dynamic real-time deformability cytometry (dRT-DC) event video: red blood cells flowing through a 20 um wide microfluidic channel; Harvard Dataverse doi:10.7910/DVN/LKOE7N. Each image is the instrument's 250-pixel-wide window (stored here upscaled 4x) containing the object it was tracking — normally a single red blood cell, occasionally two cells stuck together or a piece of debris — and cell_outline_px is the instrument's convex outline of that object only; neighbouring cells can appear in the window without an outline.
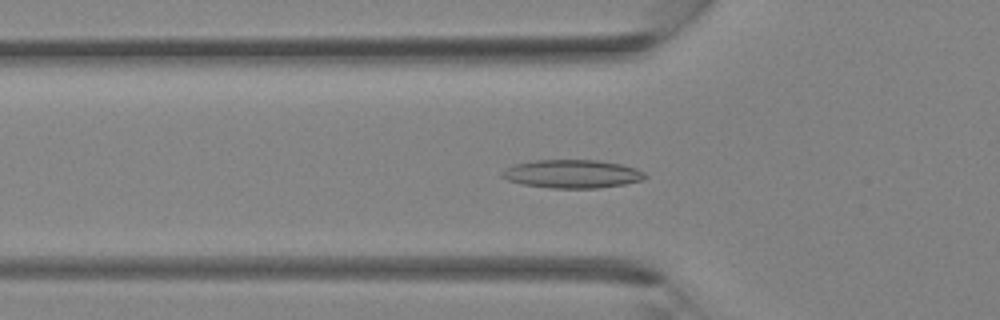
{"species": "Egyptian fruit bat (a non-hibernating species)", "species_latin": "Rousettus aegyptiacus", "temperature_condition": "room temperature", "stored_images_in_passage": 38, "camera_frame_rate_fps": 3000, "um_per_image_px": 0.085, "animal": {"sex": "female"}, "frame": {"image": 1, "passage_image": 13, "time_ms": 4.0, "image_size_px": [1000, 320], "cell_outline_px": [[648, 176], [640, 180], [624, 184], [600, 188], [552, 188], [524, 184], [508, 180], [500, 176], [500, 172], [504, 168], [516, 164], [536, 160], [596, 160], [620, 164], [636, 168], [644, 172]], "centroid_in_image_um": [48.62, 14.78], "position_along_channel_um": 77.2, "area_um2": 23.52}}
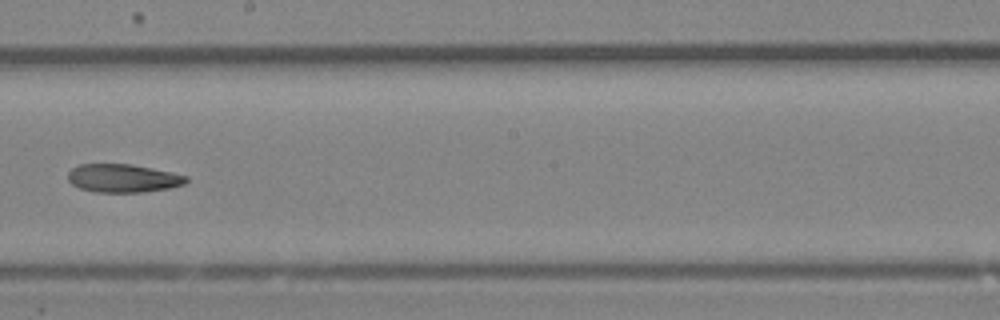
{"frame": {"image": 2, "passage_image": 22, "time_ms": 7.0, "image_size_px": [1000, 320], "cell_outline_px": [[188, 180], [184, 184], [168, 188], [144, 192], [96, 192], [80, 188], [72, 184], [68, 180], [68, 172], [72, 168], [80, 164], [132, 164], [172, 172], [188, 176]], "centroid_in_image_um": [10.46, 15.14], "position_along_channel_um": 237.7, "area_um2": 19.48}}
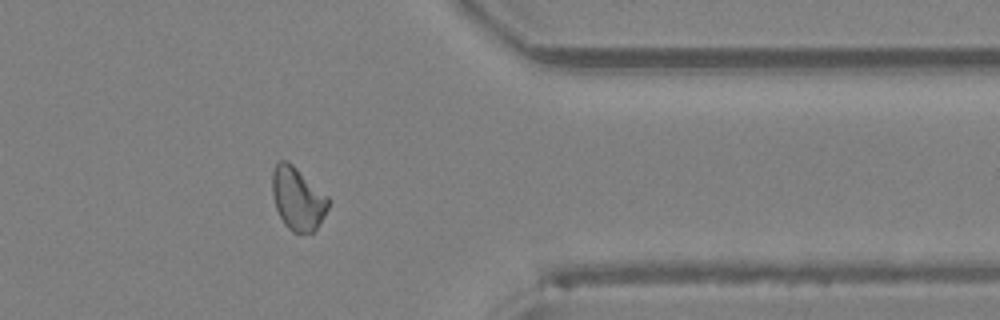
{"frame": {"image": 3, "passage_image": 31, "time_ms": 10.0, "image_size_px": [1000, 320], "cell_outline_px": [[332, 200], [320, 224], [312, 232], [292, 232], [284, 224], [276, 208], [272, 192], [272, 172], [276, 164], [280, 160], [284, 160], [292, 164], [328, 196]], "centroid_in_image_um": [25.32, 16.89], "position_along_channel_um": 386.1, "area_um2": 20.46}}